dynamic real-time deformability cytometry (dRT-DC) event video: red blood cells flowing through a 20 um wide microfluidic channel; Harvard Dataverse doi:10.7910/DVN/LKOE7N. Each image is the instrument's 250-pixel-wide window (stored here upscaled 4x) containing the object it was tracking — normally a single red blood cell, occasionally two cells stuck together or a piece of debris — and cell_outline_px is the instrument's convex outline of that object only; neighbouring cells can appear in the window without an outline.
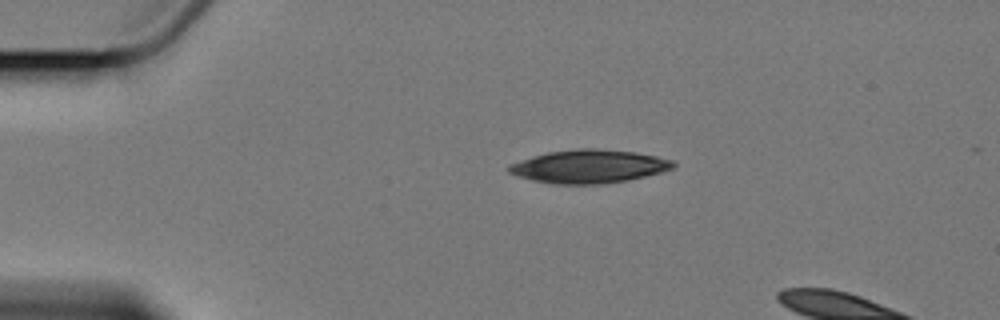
{"species": "Egyptian fruit bat (a non-hibernating species)", "species_latin": "Rousettus aegyptiacus", "temperature_condition": "cold", "stored_images_in_passage": 3, "camera_frame_rate_fps": 3000, "um_per_image_px": 0.085, "animal": {"sex": "female"}, "frame": {"image": 1, "passage_image": 2, "time_ms": 1.0, "image_size_px": [1000, 320], "cell_outline_px": [[676, 164], [672, 168], [660, 172], [628, 180], [604, 184], [552, 184], [532, 180], [508, 172], [508, 164], [548, 152], [580, 148], [596, 148], [636, 152], [676, 160]], "centroid_in_image_um": [50.09, 14.14], "position_along_channel_um": 34.9, "area_um2": 31.85}}